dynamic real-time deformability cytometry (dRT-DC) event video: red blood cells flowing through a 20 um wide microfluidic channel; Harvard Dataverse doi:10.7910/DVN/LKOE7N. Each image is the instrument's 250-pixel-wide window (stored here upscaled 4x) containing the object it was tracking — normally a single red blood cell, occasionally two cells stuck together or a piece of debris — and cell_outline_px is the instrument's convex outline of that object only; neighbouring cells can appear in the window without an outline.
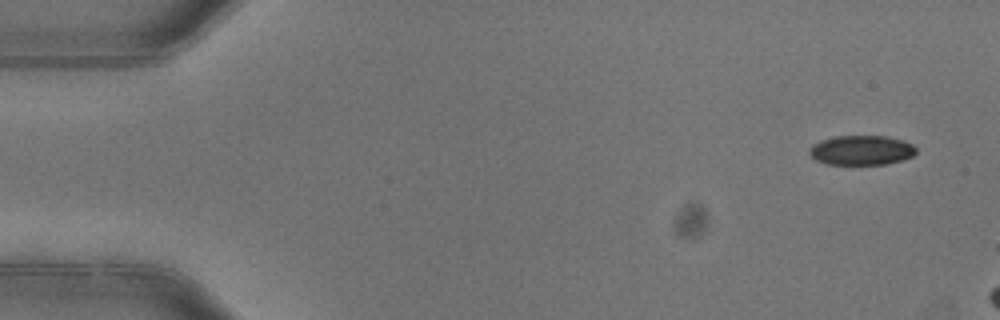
{"species": "common noctule bat (a hibernating species)", "species_latin": "Nyctalus noctula", "temperature_condition": "warm", "stored_images_in_passage": 4, "camera_frame_rate_fps": 3000, "um_per_image_px": 0.085, "animal": {"sex": "female"}, "frame": {"image": 1, "passage_image": 1, "time_ms": 0.0, "image_size_px": [1000, 320], "cell_outline_px": [[916, 152], [912, 156], [904, 160], [884, 164], [824, 164], [816, 160], [808, 152], [808, 148], [812, 144], [836, 136], [884, 136], [904, 140], [912, 144], [916, 148]], "centroid_in_image_um": [73.22, 12.77], "position_along_channel_um": 11.8, "area_um2": 18.44}}
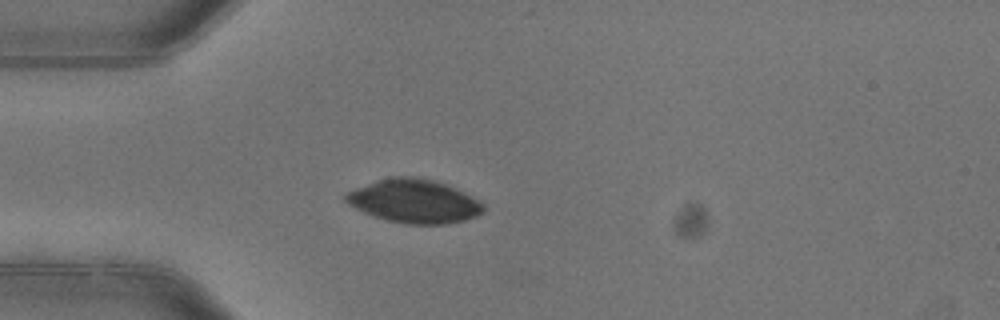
{"frame": {"image": 2, "passage_image": 4, "time_ms": 1.0, "image_size_px": [1000, 320], "cell_outline_px": [[484, 212], [476, 216], [464, 220], [448, 224], [408, 224], [388, 220], [364, 212], [348, 204], [344, 200], [344, 196], [348, 192], [356, 188], [376, 180], [388, 176], [412, 176], [432, 180], [444, 184], [484, 204]], "centroid_in_image_um": [35.16, 17.1], "position_along_channel_um": 49.8, "area_um2": 34.39}}